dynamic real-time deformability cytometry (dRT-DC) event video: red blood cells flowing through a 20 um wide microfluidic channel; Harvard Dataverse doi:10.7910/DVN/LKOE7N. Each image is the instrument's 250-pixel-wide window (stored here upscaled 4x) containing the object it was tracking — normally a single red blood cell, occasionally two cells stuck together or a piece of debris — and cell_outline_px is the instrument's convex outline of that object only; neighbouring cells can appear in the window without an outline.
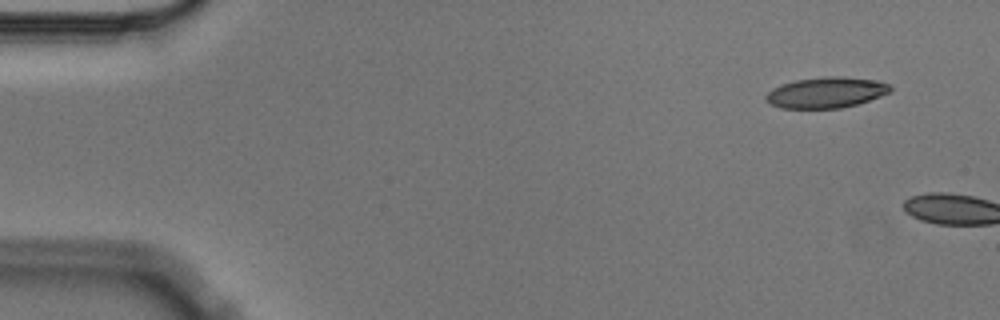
{"species": "Egyptian fruit bat (a non-hibernating species)", "species_latin": "Rousettus aegyptiacus", "temperature_condition": "cold", "stored_images_in_passage": 2, "camera_frame_rate_fps": 3000, "um_per_image_px": 0.085, "animal": {"sex": "male"}, "frame": {"image": 1, "passage_image": 1, "time_ms": 0.0, "image_size_px": [1000, 320], "cell_outline_px": [[892, 92], [856, 104], [840, 108], [780, 108], [772, 104], [764, 96], [772, 88], [780, 84], [796, 80], [824, 76], [840, 76], [872, 80], [888, 84], [892, 88]], "centroid_in_image_um": [70.2, 7.86], "position_along_channel_um": 14.8, "area_um2": 22.14}}